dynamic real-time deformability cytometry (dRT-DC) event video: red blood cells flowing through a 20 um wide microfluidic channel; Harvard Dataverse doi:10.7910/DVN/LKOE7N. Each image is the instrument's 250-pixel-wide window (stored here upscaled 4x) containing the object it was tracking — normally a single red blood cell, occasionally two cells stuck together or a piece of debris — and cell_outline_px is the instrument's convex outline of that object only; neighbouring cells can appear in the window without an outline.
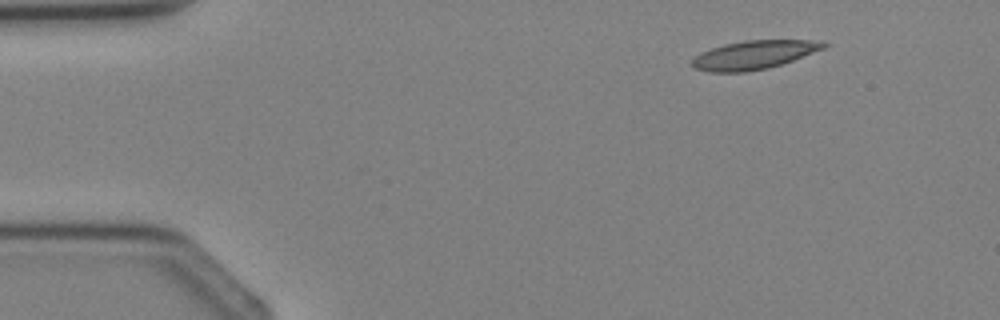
{"species": "Egyptian fruit bat (a non-hibernating species)", "species_latin": "Rousettus aegyptiacus", "temperature_condition": "cold", "stored_images_in_passage": 3, "segment_of_instrument_passage": [2, 2], "camera_frame_rate_fps": 3000, "um_per_image_px": 0.085, "animal": {"sex": "female"}, "frame": {"image": 1, "passage_image": 3, "time_ms": 2.333, "image_size_px": [1000, 320], "cell_outline_px": [[828, 44], [824, 48], [792, 60], [768, 68], [744, 72], [712, 72], [692, 68], [688, 64], [700, 52], [724, 44], [744, 40], [808, 40]], "centroid_in_image_um": [63.98, 4.67], "position_along_channel_um": 21.0, "area_um2": 21.73}}